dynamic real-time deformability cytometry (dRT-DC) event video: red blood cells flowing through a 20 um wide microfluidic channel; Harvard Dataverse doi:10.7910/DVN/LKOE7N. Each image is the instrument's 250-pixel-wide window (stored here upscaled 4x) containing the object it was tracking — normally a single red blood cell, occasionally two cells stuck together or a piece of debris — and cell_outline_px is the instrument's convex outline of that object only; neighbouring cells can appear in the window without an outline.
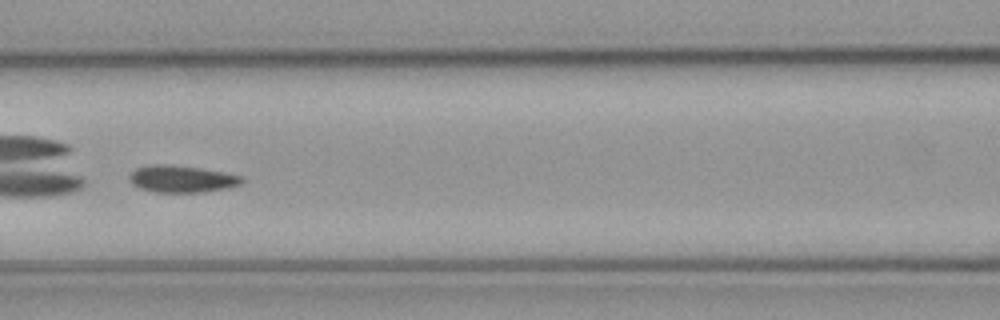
{"species": "common noctule bat (a hibernating species)", "species_latin": "Nyctalus noctula", "temperature_condition": "cold", "stored_images_in_passage": 55, "camera_frame_rate_fps": 3000, "um_per_image_px": 0.085, "animal": {"sex": "male", "body_mass_g": 23.1, "forearm_length_mm": 52.7}, "frame": {"image": 1, "passage_image": 24, "time_ms": 7.667, "image_size_px": [1000, 320], "cell_outline_px": [[244, 180], [240, 184], [228, 188], [204, 192], [156, 192], [140, 188], [132, 184], [128, 180], [128, 176], [136, 168], [156, 164], [160, 164], [200, 168], [224, 172], [244, 176]], "centroid_in_image_um": [15.46, 15.22], "position_along_channel_um": 151.1, "area_um2": 17.63}, "authors_computed_cell_mechanics": {"area_um2": 18.1492, "velocity_mm_per_s": 3.5848, "shape_relaxation_time_tau1_ms": 7.8817, "shape_relaxation_time_tau2_ms": 4.7131, "deformation_change_tau1": 0.138, "deformation_change_tau2": 0.0687}}